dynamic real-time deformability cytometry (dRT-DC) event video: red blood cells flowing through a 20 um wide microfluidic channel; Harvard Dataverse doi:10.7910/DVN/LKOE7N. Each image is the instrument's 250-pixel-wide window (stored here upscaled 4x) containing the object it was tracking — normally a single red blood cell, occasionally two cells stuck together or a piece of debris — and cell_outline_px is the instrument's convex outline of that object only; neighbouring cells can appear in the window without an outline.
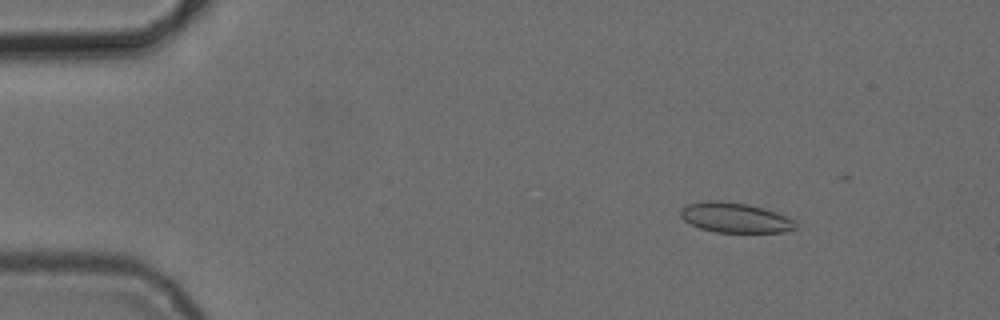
{"species": "common noctule bat (a hibernating species)", "species_latin": "Nyctalus noctula", "temperature_condition": "cold", "stored_images_in_passage": 7, "camera_frame_rate_fps": 3000, "um_per_image_px": 0.085, "animal": {"sex": "female", "body_mass_g": 24.6, "forearm_length_mm": 56.2}, "frame": {"image": 1, "passage_image": 2, "time_ms": 1.333, "image_size_px": [1000, 320], "cell_outline_px": [[800, 228], [784, 232], [716, 232], [700, 228], [684, 220], [680, 216], [680, 208], [688, 204], [716, 200], [720, 200], [748, 204], [764, 208], [784, 216], [792, 220]], "centroid_in_image_um": [62.48, 18.5], "position_along_channel_um": 22.5, "area_um2": 19.94}}
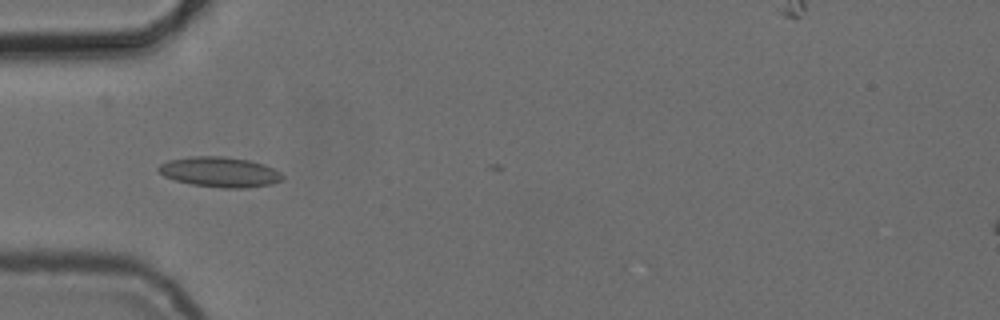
{"frame": {"image": 2, "passage_image": 5, "time_ms": 4.667, "image_size_px": [1000, 320], "cell_outline_px": [[284, 180], [272, 184], [248, 188], [220, 188], [192, 184], [176, 180], [164, 176], [156, 168], [160, 164], [168, 160], [188, 156], [224, 156], [248, 160], [264, 164], [280, 172], [284, 176]], "centroid_in_image_um": [18.7, 14.62], "position_along_channel_um": 66.3, "area_um2": 21.96}}
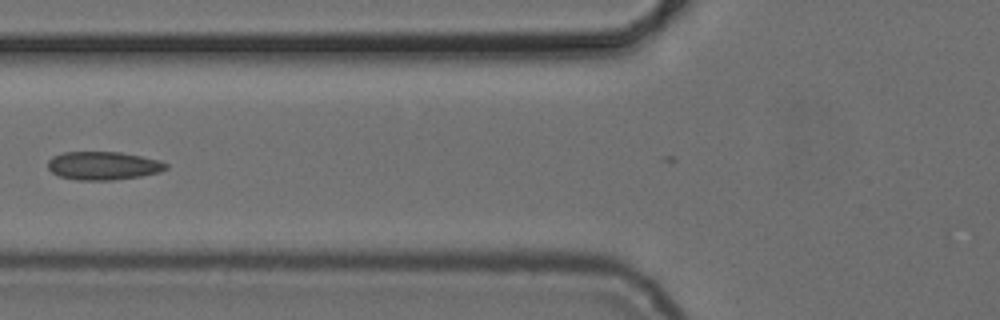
{"frame": {"image": 3, "passage_image": 6, "time_ms": 6.0, "image_size_px": [1000, 320], "cell_outline_px": [[168, 168], [160, 172], [140, 176], [112, 180], [76, 180], [60, 176], [52, 172], [48, 168], [48, 160], [52, 156], [64, 152], [120, 152], [160, 160], [168, 164]], "centroid_in_image_um": [8.78, 14.08], "position_along_channel_um": 117.0, "area_um2": 19.48}}